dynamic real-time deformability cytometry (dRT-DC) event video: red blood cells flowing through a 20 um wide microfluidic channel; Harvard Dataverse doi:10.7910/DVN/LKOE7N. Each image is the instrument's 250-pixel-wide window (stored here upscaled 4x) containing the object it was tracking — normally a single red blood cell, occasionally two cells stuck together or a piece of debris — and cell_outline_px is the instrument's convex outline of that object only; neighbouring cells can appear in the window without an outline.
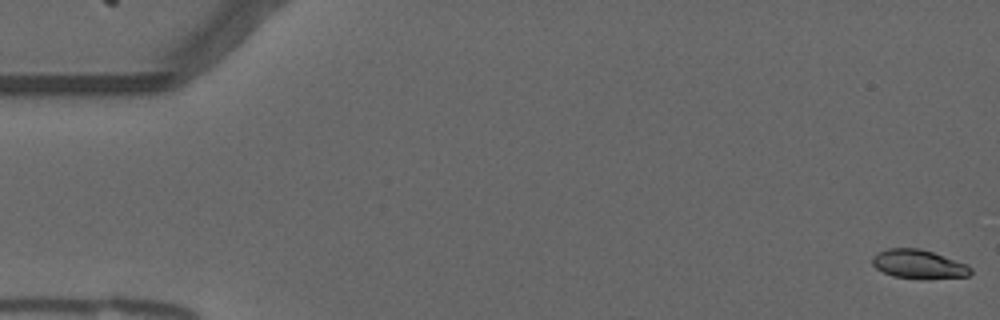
{"species": "common noctule bat (a hibernating species)", "species_latin": "Nyctalus noctula", "temperature_condition": "warm", "stored_images_in_passage": 6, "camera_frame_rate_fps": 3000, "um_per_image_px": 0.085, "animal": {"sex": "male", "forearm_length_mm": 52.5}, "frame": {"image": 1, "passage_image": 1, "time_ms": 0.0, "image_size_px": [1000, 320], "cell_outline_px": [[972, 272], [968, 276], [892, 276], [876, 268], [872, 264], [872, 256], [876, 252], [888, 248], [920, 248], [968, 264], [972, 268]], "centroid_in_image_um": [78.03, 22.39], "position_along_channel_um": 7.0, "area_um2": 15.78}}